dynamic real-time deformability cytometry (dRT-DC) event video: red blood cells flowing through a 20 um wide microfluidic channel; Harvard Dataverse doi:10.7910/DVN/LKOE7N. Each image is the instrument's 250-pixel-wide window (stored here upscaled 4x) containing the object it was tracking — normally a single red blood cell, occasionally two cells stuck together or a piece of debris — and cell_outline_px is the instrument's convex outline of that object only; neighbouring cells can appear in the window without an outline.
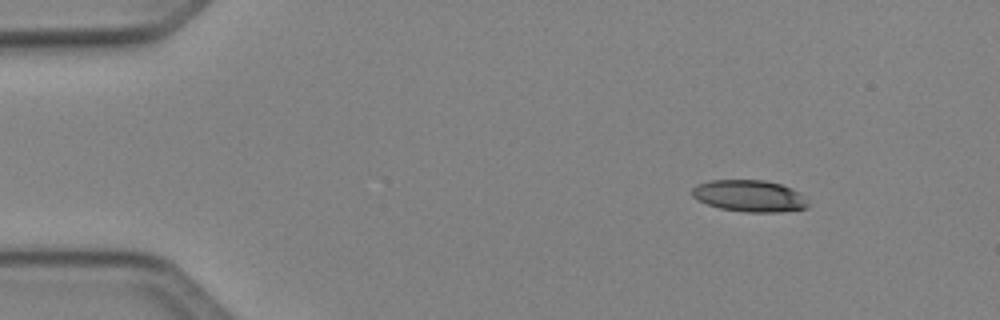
{"species": "Egyptian fruit bat (a non-hibernating species)", "species_latin": "Rousettus aegyptiacus", "temperature_condition": "cold", "stored_images_in_passage": 49, "camera_frame_rate_fps": 3000, "um_per_image_px": 0.085, "animal": {"sex": "female"}, "frame": {"image": 1, "passage_image": 6, "time_ms": 1.667, "image_size_px": [1000, 320], "cell_outline_px": [[808, 208], [780, 212], [744, 212], [720, 208], [696, 200], [692, 196], [692, 188], [696, 184], [712, 180], [764, 180], [780, 184], [792, 188], [800, 192], [804, 196], [808, 204]], "centroid_in_image_um": [63.7, 16.65], "position_along_channel_um": 21.3, "area_um2": 21.56}}
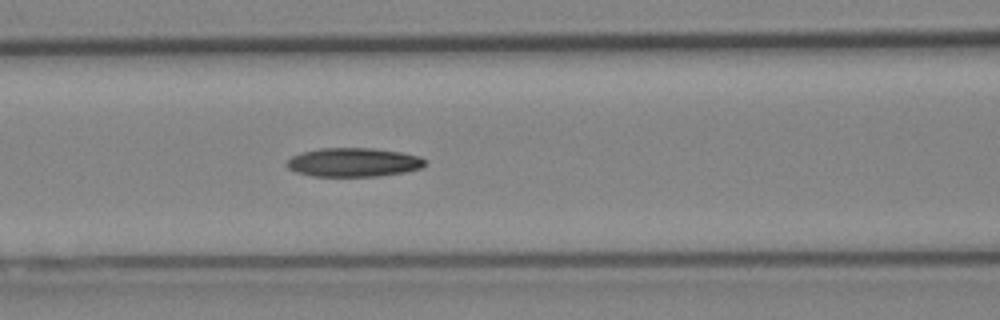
{"frame": {"image": 2, "passage_image": 21, "time_ms": 6.667, "image_size_px": [1000, 320], "cell_outline_px": [[428, 160], [420, 168], [404, 172], [380, 176], [312, 176], [296, 172], [288, 168], [284, 164], [292, 156], [304, 152], [320, 148], [372, 148], [400, 152], [420, 156]], "centroid_in_image_um": [30.05, 13.8], "position_along_channel_um": 136.6, "area_um2": 23.24}}
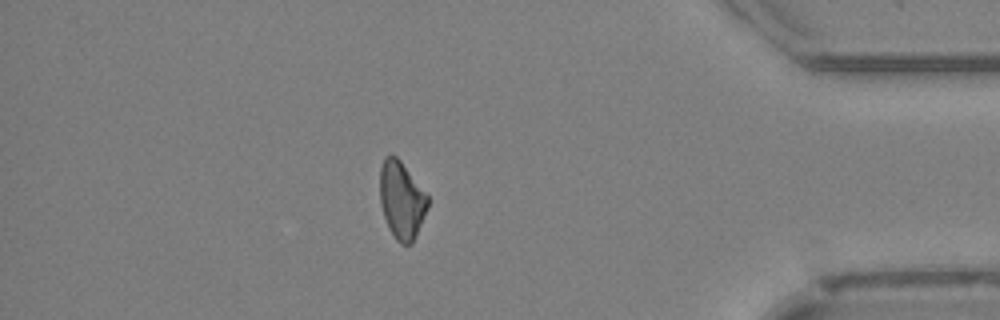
{"frame": {"image": 3, "passage_image": 43, "time_ms": 14.0, "image_size_px": [1000, 320], "cell_outline_px": [[428, 208], [412, 244], [400, 244], [396, 240], [388, 228], [380, 204], [380, 168], [384, 156], [396, 156], [400, 160], [428, 196]], "centroid_in_image_um": [34.12, 17.03], "position_along_channel_um": 401.1, "area_um2": 21.5}, "authors_computed_cell_mechanics": {"area_um2": 22.3686, "velocity_mm_per_s": 4.1079, "shape_relaxation_time_tau1_ms": 7.8796, "shape_relaxation_time_tau2_ms": null, "deformation_change_tau1": 0.1467, "deformation_change_tau2": null}}